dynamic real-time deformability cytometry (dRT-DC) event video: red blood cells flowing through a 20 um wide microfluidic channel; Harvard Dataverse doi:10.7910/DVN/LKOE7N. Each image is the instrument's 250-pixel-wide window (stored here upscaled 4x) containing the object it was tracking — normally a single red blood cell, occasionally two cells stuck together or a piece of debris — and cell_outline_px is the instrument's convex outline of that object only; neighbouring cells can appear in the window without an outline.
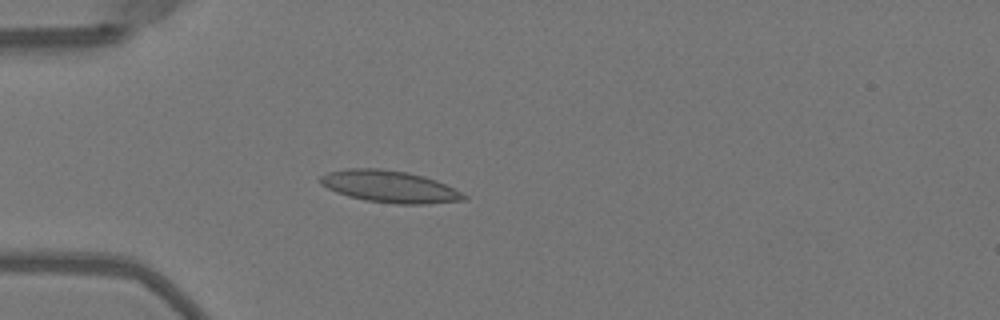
{"species": "Egyptian fruit bat (a non-hibernating species)", "species_latin": "Rousettus aegyptiacus", "temperature_condition": "warm", "stored_images_in_passage": 43, "camera_frame_rate_fps": 3000, "um_per_image_px": 0.085, "animal": {"sex": "female"}, "frame": {"image": 1, "passage_image": 14, "time_ms": 4.333, "image_size_px": [1000, 320], "cell_outline_px": [[468, 200], [420, 204], [396, 204], [364, 200], [348, 196], [336, 192], [320, 184], [320, 176], [328, 172], [348, 168], [376, 168], [408, 172], [424, 176], [436, 180], [468, 196]], "centroid_in_image_um": [33.1, 15.86], "position_along_channel_um": 51.9, "area_um2": 26.65}}
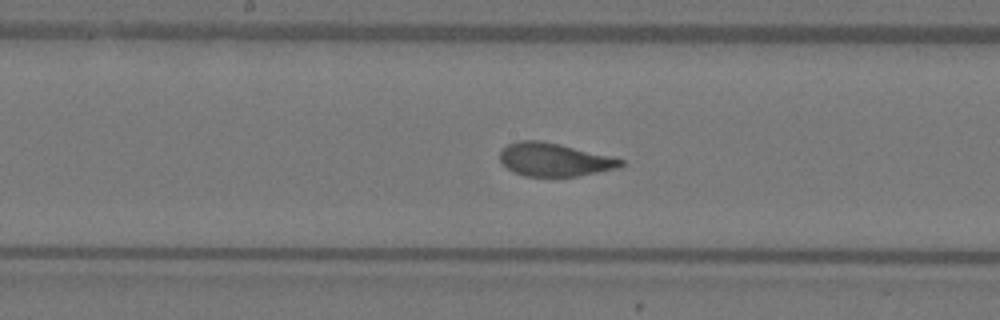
{"frame": {"image": 2, "passage_image": 26, "time_ms": 8.333, "image_size_px": [1000, 320], "cell_outline_px": [[624, 164], [616, 168], [576, 176], [524, 176], [508, 168], [500, 160], [500, 152], [508, 144], [520, 140], [540, 140], [560, 144], [612, 156], [624, 160]], "centroid_in_image_um": [47.12, 13.56], "position_along_channel_um": 201.1, "area_um2": 23.12}}
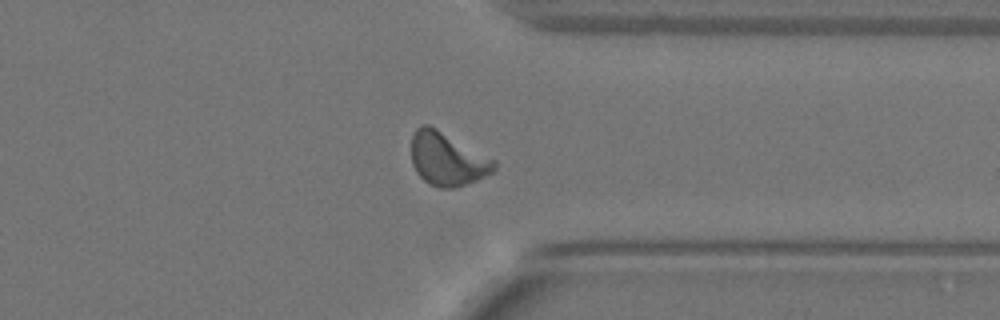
{"frame": {"image": 3, "passage_image": 39, "time_ms": 12.667, "image_size_px": [1000, 320], "cell_outline_px": [[496, 168], [492, 172], [476, 180], [456, 188], [440, 188], [428, 184], [416, 172], [412, 164], [412, 136], [416, 128], [420, 124], [428, 124], [436, 128], [496, 160]], "centroid_in_image_um": [38.01, 13.52], "position_along_channel_um": 373.4, "area_um2": 25.66}, "authors_computed_cell_mechanics": {"area_um2": 24.4494, "velocity_mm_per_s": 4.0342, "shape_relaxation_time_tau1_ms": 3.6107, "shape_relaxation_time_tau2_ms": null, "deformation_change_tau1": 0.159, "deformation_change_tau2": null}}